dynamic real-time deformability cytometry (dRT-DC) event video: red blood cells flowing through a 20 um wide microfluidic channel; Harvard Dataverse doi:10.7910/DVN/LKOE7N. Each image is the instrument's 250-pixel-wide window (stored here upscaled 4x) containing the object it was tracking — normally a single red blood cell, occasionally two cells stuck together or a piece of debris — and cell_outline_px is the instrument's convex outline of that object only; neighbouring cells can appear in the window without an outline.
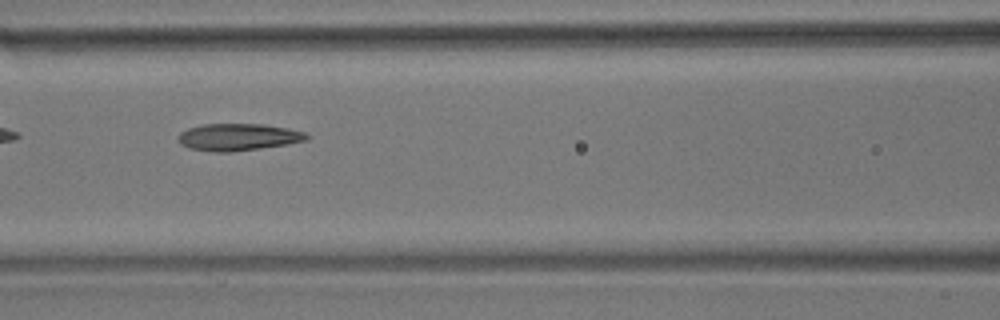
{"species": "common noctule bat (a hibernating species)", "species_latin": "Nyctalus noctula", "temperature_condition": "room temperature", "stored_images_in_passage": 14, "camera_frame_rate_fps": 3000, "um_per_image_px": 0.085, "animal": {"sex": "male", "body_mass_g": 17.9}, "frame": {"image": 1, "passage_image": 7, "time_ms": 2.0, "image_size_px": [1000, 320], "cell_outline_px": [[312, 136], [308, 140], [288, 144], [232, 152], [216, 152], [188, 148], [180, 144], [176, 140], [180, 132], [188, 128], [200, 124], [264, 124], [288, 128], [308, 132]], "centroid_in_image_um": [20.27, 11.65], "position_along_channel_um": 146.3, "area_um2": 20.63}}
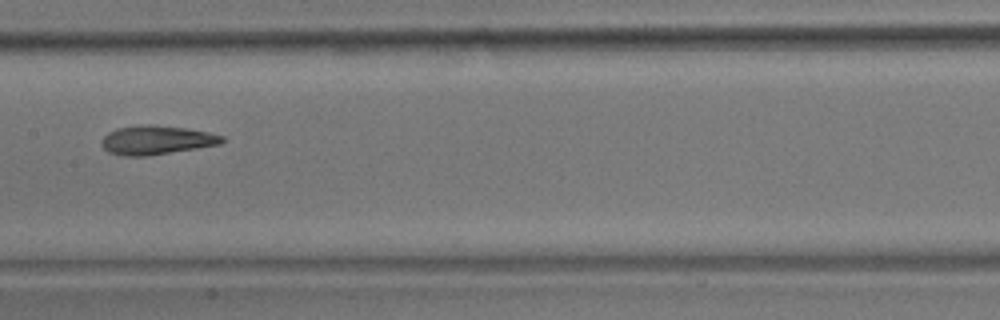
{"frame": {"image": 2, "passage_image": 8, "time_ms": 2.333, "image_size_px": [1000, 320], "cell_outline_px": [[228, 140], [220, 144], [148, 156], [120, 156], [108, 152], [100, 144], [100, 140], [108, 132], [116, 128], [140, 124], [152, 124], [184, 128], [208, 132], [224, 136]], "centroid_in_image_um": [13.27, 11.9], "position_along_channel_um": 194.1, "area_um2": 20.58}}
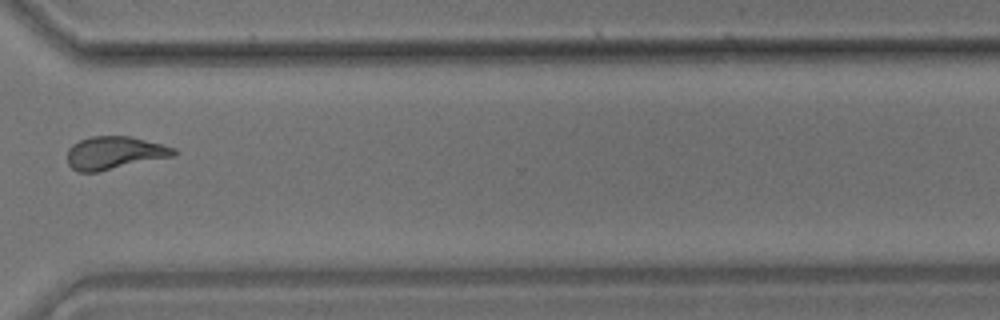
{"frame": {"image": 3, "passage_image": 12, "time_ms": 3.667, "image_size_px": [1000, 320], "cell_outline_px": [[176, 156], [96, 172], [76, 172], [68, 164], [68, 148], [72, 144], [80, 140], [92, 136], [132, 136], [164, 144], [176, 148]], "centroid_in_image_um": [9.76, 12.99], "position_along_channel_um": 360.8, "area_um2": 20.63}}